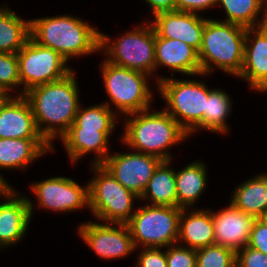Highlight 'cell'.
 I'll list each match as a JSON object with an SVG mask.
<instances>
[{
	"mask_svg": "<svg viewBox=\"0 0 267 267\" xmlns=\"http://www.w3.org/2000/svg\"><path fill=\"white\" fill-rule=\"evenodd\" d=\"M78 93L74 71L60 80L33 87L24 93L37 129L51 147L52 141L58 136L61 138L74 122L80 106Z\"/></svg>",
	"mask_w": 267,
	"mask_h": 267,
	"instance_id": "1",
	"label": "cell"
},
{
	"mask_svg": "<svg viewBox=\"0 0 267 267\" xmlns=\"http://www.w3.org/2000/svg\"><path fill=\"white\" fill-rule=\"evenodd\" d=\"M100 33L80 18L64 15L30 20V38L66 60L100 51Z\"/></svg>",
	"mask_w": 267,
	"mask_h": 267,
	"instance_id": "2",
	"label": "cell"
},
{
	"mask_svg": "<svg viewBox=\"0 0 267 267\" xmlns=\"http://www.w3.org/2000/svg\"><path fill=\"white\" fill-rule=\"evenodd\" d=\"M149 111L147 109L128 116L121 140L133 150L156 156L162 161H171L168 147L185 140L189 135L167 111Z\"/></svg>",
	"mask_w": 267,
	"mask_h": 267,
	"instance_id": "3",
	"label": "cell"
},
{
	"mask_svg": "<svg viewBox=\"0 0 267 267\" xmlns=\"http://www.w3.org/2000/svg\"><path fill=\"white\" fill-rule=\"evenodd\" d=\"M246 33L247 28L242 25L207 19L198 51L201 73H211L214 64L230 75L239 76L244 62Z\"/></svg>",
	"mask_w": 267,
	"mask_h": 267,
	"instance_id": "4",
	"label": "cell"
},
{
	"mask_svg": "<svg viewBox=\"0 0 267 267\" xmlns=\"http://www.w3.org/2000/svg\"><path fill=\"white\" fill-rule=\"evenodd\" d=\"M159 93L165 100L167 111L188 133L204 128V111L208 99V87L203 82L157 78Z\"/></svg>",
	"mask_w": 267,
	"mask_h": 267,
	"instance_id": "5",
	"label": "cell"
},
{
	"mask_svg": "<svg viewBox=\"0 0 267 267\" xmlns=\"http://www.w3.org/2000/svg\"><path fill=\"white\" fill-rule=\"evenodd\" d=\"M92 170L96 172L97 177L91 179L88 184V208L101 221L127 224L134 214L133 201L139 197L127 190L101 164H93Z\"/></svg>",
	"mask_w": 267,
	"mask_h": 267,
	"instance_id": "6",
	"label": "cell"
},
{
	"mask_svg": "<svg viewBox=\"0 0 267 267\" xmlns=\"http://www.w3.org/2000/svg\"><path fill=\"white\" fill-rule=\"evenodd\" d=\"M107 36L100 33V50L107 54L106 61L149 76L155 71V29L152 24L137 26L114 42Z\"/></svg>",
	"mask_w": 267,
	"mask_h": 267,
	"instance_id": "7",
	"label": "cell"
},
{
	"mask_svg": "<svg viewBox=\"0 0 267 267\" xmlns=\"http://www.w3.org/2000/svg\"><path fill=\"white\" fill-rule=\"evenodd\" d=\"M182 208L146 204L136 209L129 226L133 244L143 248H161L178 244L179 219Z\"/></svg>",
	"mask_w": 267,
	"mask_h": 267,
	"instance_id": "8",
	"label": "cell"
},
{
	"mask_svg": "<svg viewBox=\"0 0 267 267\" xmlns=\"http://www.w3.org/2000/svg\"><path fill=\"white\" fill-rule=\"evenodd\" d=\"M102 64L106 93L118 111L127 117L151 107L153 93L147 84L148 74L119 67L106 60Z\"/></svg>",
	"mask_w": 267,
	"mask_h": 267,
	"instance_id": "9",
	"label": "cell"
},
{
	"mask_svg": "<svg viewBox=\"0 0 267 267\" xmlns=\"http://www.w3.org/2000/svg\"><path fill=\"white\" fill-rule=\"evenodd\" d=\"M21 85L24 84L20 95L29 89L57 81L72 72L66 60L55 50L43 47L31 38L16 53Z\"/></svg>",
	"mask_w": 267,
	"mask_h": 267,
	"instance_id": "10",
	"label": "cell"
},
{
	"mask_svg": "<svg viewBox=\"0 0 267 267\" xmlns=\"http://www.w3.org/2000/svg\"><path fill=\"white\" fill-rule=\"evenodd\" d=\"M161 161L153 155L129 152L109 155L101 165L140 200L148 181Z\"/></svg>",
	"mask_w": 267,
	"mask_h": 267,
	"instance_id": "11",
	"label": "cell"
},
{
	"mask_svg": "<svg viewBox=\"0 0 267 267\" xmlns=\"http://www.w3.org/2000/svg\"><path fill=\"white\" fill-rule=\"evenodd\" d=\"M112 225V226H111ZM94 223L79 225L78 233L99 257L104 259L123 258L136 248L127 224Z\"/></svg>",
	"mask_w": 267,
	"mask_h": 267,
	"instance_id": "12",
	"label": "cell"
},
{
	"mask_svg": "<svg viewBox=\"0 0 267 267\" xmlns=\"http://www.w3.org/2000/svg\"><path fill=\"white\" fill-rule=\"evenodd\" d=\"M31 189L39 206L60 212H71L89 206L88 185L80 186L67 177H52L33 183Z\"/></svg>",
	"mask_w": 267,
	"mask_h": 267,
	"instance_id": "13",
	"label": "cell"
},
{
	"mask_svg": "<svg viewBox=\"0 0 267 267\" xmlns=\"http://www.w3.org/2000/svg\"><path fill=\"white\" fill-rule=\"evenodd\" d=\"M215 244L233 250L235 253L248 246L250 234L256 221L254 216L239 210L232 202L229 207L213 212Z\"/></svg>",
	"mask_w": 267,
	"mask_h": 267,
	"instance_id": "14",
	"label": "cell"
},
{
	"mask_svg": "<svg viewBox=\"0 0 267 267\" xmlns=\"http://www.w3.org/2000/svg\"><path fill=\"white\" fill-rule=\"evenodd\" d=\"M0 138L44 139L39 133L31 105L24 95H8L0 105Z\"/></svg>",
	"mask_w": 267,
	"mask_h": 267,
	"instance_id": "15",
	"label": "cell"
},
{
	"mask_svg": "<svg viewBox=\"0 0 267 267\" xmlns=\"http://www.w3.org/2000/svg\"><path fill=\"white\" fill-rule=\"evenodd\" d=\"M153 17L155 20L151 24L160 37L181 40L199 51L207 18L177 10L162 12Z\"/></svg>",
	"mask_w": 267,
	"mask_h": 267,
	"instance_id": "16",
	"label": "cell"
},
{
	"mask_svg": "<svg viewBox=\"0 0 267 267\" xmlns=\"http://www.w3.org/2000/svg\"><path fill=\"white\" fill-rule=\"evenodd\" d=\"M13 189L4 196L5 202L0 203V248L21 241L34 210L31 199L18 197L20 194Z\"/></svg>",
	"mask_w": 267,
	"mask_h": 267,
	"instance_id": "17",
	"label": "cell"
},
{
	"mask_svg": "<svg viewBox=\"0 0 267 267\" xmlns=\"http://www.w3.org/2000/svg\"><path fill=\"white\" fill-rule=\"evenodd\" d=\"M254 34V39L250 38ZM248 80L251 89L260 91L267 84V29L247 28L244 42V62L238 76Z\"/></svg>",
	"mask_w": 267,
	"mask_h": 267,
	"instance_id": "18",
	"label": "cell"
},
{
	"mask_svg": "<svg viewBox=\"0 0 267 267\" xmlns=\"http://www.w3.org/2000/svg\"><path fill=\"white\" fill-rule=\"evenodd\" d=\"M159 65L186 75H202L198 51L181 40L160 37L155 32V69Z\"/></svg>",
	"mask_w": 267,
	"mask_h": 267,
	"instance_id": "19",
	"label": "cell"
},
{
	"mask_svg": "<svg viewBox=\"0 0 267 267\" xmlns=\"http://www.w3.org/2000/svg\"><path fill=\"white\" fill-rule=\"evenodd\" d=\"M113 130H83L80 127H69L60 138L68 152L69 158L75 163L85 154L96 152L95 165L102 164L108 155L109 136Z\"/></svg>",
	"mask_w": 267,
	"mask_h": 267,
	"instance_id": "20",
	"label": "cell"
},
{
	"mask_svg": "<svg viewBox=\"0 0 267 267\" xmlns=\"http://www.w3.org/2000/svg\"><path fill=\"white\" fill-rule=\"evenodd\" d=\"M52 150L44 139L0 138V169H24L45 152Z\"/></svg>",
	"mask_w": 267,
	"mask_h": 267,
	"instance_id": "21",
	"label": "cell"
},
{
	"mask_svg": "<svg viewBox=\"0 0 267 267\" xmlns=\"http://www.w3.org/2000/svg\"><path fill=\"white\" fill-rule=\"evenodd\" d=\"M187 209H182L179 219L180 240L192 249H199L215 244L214 224L210 210H194L186 214ZM187 215V216H186Z\"/></svg>",
	"mask_w": 267,
	"mask_h": 267,
	"instance_id": "22",
	"label": "cell"
},
{
	"mask_svg": "<svg viewBox=\"0 0 267 267\" xmlns=\"http://www.w3.org/2000/svg\"><path fill=\"white\" fill-rule=\"evenodd\" d=\"M256 176L236 188L231 202L242 212L259 219L267 213V174Z\"/></svg>",
	"mask_w": 267,
	"mask_h": 267,
	"instance_id": "23",
	"label": "cell"
},
{
	"mask_svg": "<svg viewBox=\"0 0 267 267\" xmlns=\"http://www.w3.org/2000/svg\"><path fill=\"white\" fill-rule=\"evenodd\" d=\"M169 165L170 160L159 163L140 197L142 200L150 199L151 205L177 206L175 171Z\"/></svg>",
	"mask_w": 267,
	"mask_h": 267,
	"instance_id": "24",
	"label": "cell"
},
{
	"mask_svg": "<svg viewBox=\"0 0 267 267\" xmlns=\"http://www.w3.org/2000/svg\"><path fill=\"white\" fill-rule=\"evenodd\" d=\"M206 172L205 164L196 161L175 172L177 207L188 209L193 206L206 188Z\"/></svg>",
	"mask_w": 267,
	"mask_h": 267,
	"instance_id": "25",
	"label": "cell"
},
{
	"mask_svg": "<svg viewBox=\"0 0 267 267\" xmlns=\"http://www.w3.org/2000/svg\"><path fill=\"white\" fill-rule=\"evenodd\" d=\"M30 38V20H23L12 10L0 8V52L16 54Z\"/></svg>",
	"mask_w": 267,
	"mask_h": 267,
	"instance_id": "26",
	"label": "cell"
},
{
	"mask_svg": "<svg viewBox=\"0 0 267 267\" xmlns=\"http://www.w3.org/2000/svg\"><path fill=\"white\" fill-rule=\"evenodd\" d=\"M231 99L220 89H208L206 111H204V129L215 133L228 132L226 117L231 113Z\"/></svg>",
	"mask_w": 267,
	"mask_h": 267,
	"instance_id": "27",
	"label": "cell"
},
{
	"mask_svg": "<svg viewBox=\"0 0 267 267\" xmlns=\"http://www.w3.org/2000/svg\"><path fill=\"white\" fill-rule=\"evenodd\" d=\"M227 14L224 22L235 23L246 28L263 26L265 19L262 17L256 22L263 10L262 0H218Z\"/></svg>",
	"mask_w": 267,
	"mask_h": 267,
	"instance_id": "28",
	"label": "cell"
},
{
	"mask_svg": "<svg viewBox=\"0 0 267 267\" xmlns=\"http://www.w3.org/2000/svg\"><path fill=\"white\" fill-rule=\"evenodd\" d=\"M116 114L118 113L112 112L108 102L83 109L79 106L70 127H80L83 130H114Z\"/></svg>",
	"mask_w": 267,
	"mask_h": 267,
	"instance_id": "29",
	"label": "cell"
},
{
	"mask_svg": "<svg viewBox=\"0 0 267 267\" xmlns=\"http://www.w3.org/2000/svg\"><path fill=\"white\" fill-rule=\"evenodd\" d=\"M236 253L213 244L196 249V267H236Z\"/></svg>",
	"mask_w": 267,
	"mask_h": 267,
	"instance_id": "30",
	"label": "cell"
},
{
	"mask_svg": "<svg viewBox=\"0 0 267 267\" xmlns=\"http://www.w3.org/2000/svg\"><path fill=\"white\" fill-rule=\"evenodd\" d=\"M17 86H21L17 56L0 52V90L9 95L8 92Z\"/></svg>",
	"mask_w": 267,
	"mask_h": 267,
	"instance_id": "31",
	"label": "cell"
},
{
	"mask_svg": "<svg viewBox=\"0 0 267 267\" xmlns=\"http://www.w3.org/2000/svg\"><path fill=\"white\" fill-rule=\"evenodd\" d=\"M174 245L166 250L167 267H196V249Z\"/></svg>",
	"mask_w": 267,
	"mask_h": 267,
	"instance_id": "32",
	"label": "cell"
},
{
	"mask_svg": "<svg viewBox=\"0 0 267 267\" xmlns=\"http://www.w3.org/2000/svg\"><path fill=\"white\" fill-rule=\"evenodd\" d=\"M236 267H267V254L248 246L236 252Z\"/></svg>",
	"mask_w": 267,
	"mask_h": 267,
	"instance_id": "33",
	"label": "cell"
},
{
	"mask_svg": "<svg viewBox=\"0 0 267 267\" xmlns=\"http://www.w3.org/2000/svg\"><path fill=\"white\" fill-rule=\"evenodd\" d=\"M248 247L267 254V222L263 218L254 222Z\"/></svg>",
	"mask_w": 267,
	"mask_h": 267,
	"instance_id": "34",
	"label": "cell"
},
{
	"mask_svg": "<svg viewBox=\"0 0 267 267\" xmlns=\"http://www.w3.org/2000/svg\"><path fill=\"white\" fill-rule=\"evenodd\" d=\"M137 267H167L166 251L160 248H145L139 255Z\"/></svg>",
	"mask_w": 267,
	"mask_h": 267,
	"instance_id": "35",
	"label": "cell"
},
{
	"mask_svg": "<svg viewBox=\"0 0 267 267\" xmlns=\"http://www.w3.org/2000/svg\"><path fill=\"white\" fill-rule=\"evenodd\" d=\"M218 0H176V10L190 13H198L199 11L215 6Z\"/></svg>",
	"mask_w": 267,
	"mask_h": 267,
	"instance_id": "36",
	"label": "cell"
},
{
	"mask_svg": "<svg viewBox=\"0 0 267 267\" xmlns=\"http://www.w3.org/2000/svg\"><path fill=\"white\" fill-rule=\"evenodd\" d=\"M145 2L152 8L154 16L162 12L176 10V0H145Z\"/></svg>",
	"mask_w": 267,
	"mask_h": 267,
	"instance_id": "37",
	"label": "cell"
},
{
	"mask_svg": "<svg viewBox=\"0 0 267 267\" xmlns=\"http://www.w3.org/2000/svg\"><path fill=\"white\" fill-rule=\"evenodd\" d=\"M11 190L10 185L7 184V181L0 174V196L3 197Z\"/></svg>",
	"mask_w": 267,
	"mask_h": 267,
	"instance_id": "38",
	"label": "cell"
},
{
	"mask_svg": "<svg viewBox=\"0 0 267 267\" xmlns=\"http://www.w3.org/2000/svg\"><path fill=\"white\" fill-rule=\"evenodd\" d=\"M262 6H264V7H262L263 8L262 11L264 12L263 13L264 15H262V16L264 19H267V0H262Z\"/></svg>",
	"mask_w": 267,
	"mask_h": 267,
	"instance_id": "39",
	"label": "cell"
},
{
	"mask_svg": "<svg viewBox=\"0 0 267 267\" xmlns=\"http://www.w3.org/2000/svg\"><path fill=\"white\" fill-rule=\"evenodd\" d=\"M8 95L0 90V105Z\"/></svg>",
	"mask_w": 267,
	"mask_h": 267,
	"instance_id": "40",
	"label": "cell"
},
{
	"mask_svg": "<svg viewBox=\"0 0 267 267\" xmlns=\"http://www.w3.org/2000/svg\"><path fill=\"white\" fill-rule=\"evenodd\" d=\"M266 91H267V84L259 92H266Z\"/></svg>",
	"mask_w": 267,
	"mask_h": 267,
	"instance_id": "41",
	"label": "cell"
},
{
	"mask_svg": "<svg viewBox=\"0 0 267 267\" xmlns=\"http://www.w3.org/2000/svg\"><path fill=\"white\" fill-rule=\"evenodd\" d=\"M263 26L267 29V19L263 22Z\"/></svg>",
	"mask_w": 267,
	"mask_h": 267,
	"instance_id": "42",
	"label": "cell"
},
{
	"mask_svg": "<svg viewBox=\"0 0 267 267\" xmlns=\"http://www.w3.org/2000/svg\"><path fill=\"white\" fill-rule=\"evenodd\" d=\"M263 219L267 222V213L263 216Z\"/></svg>",
	"mask_w": 267,
	"mask_h": 267,
	"instance_id": "43",
	"label": "cell"
}]
</instances>
